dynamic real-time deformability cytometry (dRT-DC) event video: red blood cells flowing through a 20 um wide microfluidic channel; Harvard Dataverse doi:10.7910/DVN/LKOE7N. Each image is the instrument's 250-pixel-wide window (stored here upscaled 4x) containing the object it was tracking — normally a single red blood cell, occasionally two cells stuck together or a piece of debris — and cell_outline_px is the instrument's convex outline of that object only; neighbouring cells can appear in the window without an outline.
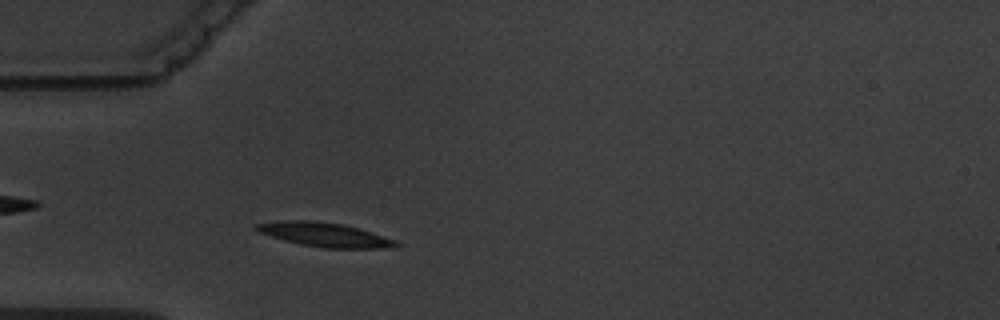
{"species": "common noctule bat (a hibernating species)", "species_latin": "Nyctalus noctula", "temperature_condition": "warm", "stored_images_in_passage": 2, "camera_frame_rate_fps": 3000, "um_per_image_px": 0.085, "animal": {"sex": "male", "body_mass_g": 19.5, "forearm_length_mm": 54.6}, "frame": {"image": 1, "passage_image": 2, "time_ms": 1.0, "image_size_px": [1000, 320], "cell_outline_px": [[400, 244], [392, 248], [324, 248], [300, 244], [284, 240], [260, 232], [252, 228], [252, 224], [284, 220], [312, 220], [344, 224], [372, 232], [396, 240]], "centroid_in_image_um": [27.59, 19.94], "position_along_channel_um": 57.4, "area_um2": 19.71}}